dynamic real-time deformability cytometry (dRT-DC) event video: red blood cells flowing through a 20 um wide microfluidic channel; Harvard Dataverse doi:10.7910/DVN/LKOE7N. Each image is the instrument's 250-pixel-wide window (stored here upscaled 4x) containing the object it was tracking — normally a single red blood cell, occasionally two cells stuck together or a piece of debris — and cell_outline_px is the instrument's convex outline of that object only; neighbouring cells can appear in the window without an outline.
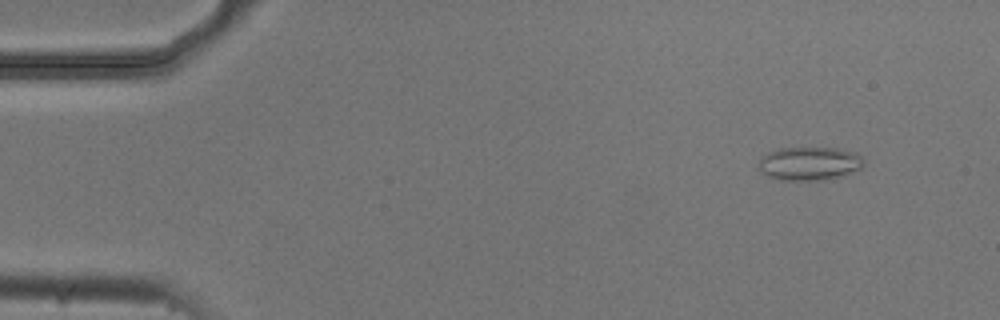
{"species": "common noctule bat (a hibernating species)", "species_latin": "Nyctalus noctula", "temperature_condition": "cold", "stored_images_in_passage": 6, "camera_frame_rate_fps": 3000, "um_per_image_px": 0.085, "animal": {"sex": "male", "body_mass_g": 20.5, "forearm_length_mm": 52.5}, "frame": {"image": 1, "passage_image": 2, "time_ms": 0.333, "image_size_px": [1000, 320], "cell_outline_px": [[864, 164], [860, 168], [844, 176], [824, 180], [776, 180], [760, 172], [760, 156], [768, 152], [780, 148], [836, 148], [856, 152], [864, 160]], "centroid_in_image_um": [68.8, 13.91], "position_along_channel_um": 16.2, "area_um2": 20.69}}